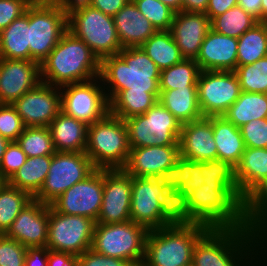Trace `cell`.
Returning a JSON list of instances; mask_svg holds the SVG:
<instances>
[{
  "instance_id": "1",
  "label": "cell",
  "mask_w": 267,
  "mask_h": 266,
  "mask_svg": "<svg viewBox=\"0 0 267 266\" xmlns=\"http://www.w3.org/2000/svg\"><path fill=\"white\" fill-rule=\"evenodd\" d=\"M267 244L247 228H209L196 242L195 266H262Z\"/></svg>"
},
{
  "instance_id": "2",
  "label": "cell",
  "mask_w": 267,
  "mask_h": 266,
  "mask_svg": "<svg viewBox=\"0 0 267 266\" xmlns=\"http://www.w3.org/2000/svg\"><path fill=\"white\" fill-rule=\"evenodd\" d=\"M176 217L208 228H247L243 199L230 185L203 184L177 206Z\"/></svg>"
},
{
  "instance_id": "3",
  "label": "cell",
  "mask_w": 267,
  "mask_h": 266,
  "mask_svg": "<svg viewBox=\"0 0 267 266\" xmlns=\"http://www.w3.org/2000/svg\"><path fill=\"white\" fill-rule=\"evenodd\" d=\"M160 74L161 70L141 47H129L103 58L99 77L110 101L125 89L160 93Z\"/></svg>"
},
{
  "instance_id": "4",
  "label": "cell",
  "mask_w": 267,
  "mask_h": 266,
  "mask_svg": "<svg viewBox=\"0 0 267 266\" xmlns=\"http://www.w3.org/2000/svg\"><path fill=\"white\" fill-rule=\"evenodd\" d=\"M100 64L89 46L67 30L41 62V81L56 87L90 81L99 77Z\"/></svg>"
},
{
  "instance_id": "5",
  "label": "cell",
  "mask_w": 267,
  "mask_h": 266,
  "mask_svg": "<svg viewBox=\"0 0 267 266\" xmlns=\"http://www.w3.org/2000/svg\"><path fill=\"white\" fill-rule=\"evenodd\" d=\"M198 223L175 222L149 230L141 266H185L192 262L197 240L208 230Z\"/></svg>"
},
{
  "instance_id": "6",
  "label": "cell",
  "mask_w": 267,
  "mask_h": 266,
  "mask_svg": "<svg viewBox=\"0 0 267 266\" xmlns=\"http://www.w3.org/2000/svg\"><path fill=\"white\" fill-rule=\"evenodd\" d=\"M177 206L158 178L133 177L130 219L148 231L177 222Z\"/></svg>"
},
{
  "instance_id": "7",
  "label": "cell",
  "mask_w": 267,
  "mask_h": 266,
  "mask_svg": "<svg viewBox=\"0 0 267 266\" xmlns=\"http://www.w3.org/2000/svg\"><path fill=\"white\" fill-rule=\"evenodd\" d=\"M128 131L123 119L108 113L88 125L85 153L97 169H122L129 156Z\"/></svg>"
},
{
  "instance_id": "8",
  "label": "cell",
  "mask_w": 267,
  "mask_h": 266,
  "mask_svg": "<svg viewBox=\"0 0 267 266\" xmlns=\"http://www.w3.org/2000/svg\"><path fill=\"white\" fill-rule=\"evenodd\" d=\"M148 230L129 220L123 223L96 224L91 249L95 252L141 266L145 257Z\"/></svg>"
},
{
  "instance_id": "9",
  "label": "cell",
  "mask_w": 267,
  "mask_h": 266,
  "mask_svg": "<svg viewBox=\"0 0 267 266\" xmlns=\"http://www.w3.org/2000/svg\"><path fill=\"white\" fill-rule=\"evenodd\" d=\"M68 30V21L54 0H33L29 5L30 61L39 64Z\"/></svg>"
},
{
  "instance_id": "10",
  "label": "cell",
  "mask_w": 267,
  "mask_h": 266,
  "mask_svg": "<svg viewBox=\"0 0 267 266\" xmlns=\"http://www.w3.org/2000/svg\"><path fill=\"white\" fill-rule=\"evenodd\" d=\"M124 121L130 148L179 145L182 124L159 100L146 113Z\"/></svg>"
},
{
  "instance_id": "11",
  "label": "cell",
  "mask_w": 267,
  "mask_h": 266,
  "mask_svg": "<svg viewBox=\"0 0 267 266\" xmlns=\"http://www.w3.org/2000/svg\"><path fill=\"white\" fill-rule=\"evenodd\" d=\"M96 168L85 152H58L51 155L49 172L34 200L50 205L77 182L84 180Z\"/></svg>"
},
{
  "instance_id": "12",
  "label": "cell",
  "mask_w": 267,
  "mask_h": 266,
  "mask_svg": "<svg viewBox=\"0 0 267 266\" xmlns=\"http://www.w3.org/2000/svg\"><path fill=\"white\" fill-rule=\"evenodd\" d=\"M68 30L84 41L100 61L123 49L113 17L93 7L73 16L68 21Z\"/></svg>"
},
{
  "instance_id": "13",
  "label": "cell",
  "mask_w": 267,
  "mask_h": 266,
  "mask_svg": "<svg viewBox=\"0 0 267 266\" xmlns=\"http://www.w3.org/2000/svg\"><path fill=\"white\" fill-rule=\"evenodd\" d=\"M61 111L86 125H92L109 113V101L100 77L60 87Z\"/></svg>"
},
{
  "instance_id": "14",
  "label": "cell",
  "mask_w": 267,
  "mask_h": 266,
  "mask_svg": "<svg viewBox=\"0 0 267 266\" xmlns=\"http://www.w3.org/2000/svg\"><path fill=\"white\" fill-rule=\"evenodd\" d=\"M96 221L84 216L61 214L49 205L46 247L75 257L91 248Z\"/></svg>"
},
{
  "instance_id": "15",
  "label": "cell",
  "mask_w": 267,
  "mask_h": 266,
  "mask_svg": "<svg viewBox=\"0 0 267 266\" xmlns=\"http://www.w3.org/2000/svg\"><path fill=\"white\" fill-rule=\"evenodd\" d=\"M203 117L223 116L241 93L235 71H201L197 80Z\"/></svg>"
},
{
  "instance_id": "16",
  "label": "cell",
  "mask_w": 267,
  "mask_h": 266,
  "mask_svg": "<svg viewBox=\"0 0 267 266\" xmlns=\"http://www.w3.org/2000/svg\"><path fill=\"white\" fill-rule=\"evenodd\" d=\"M103 199V169H95L50 205L59 213L84 216L97 221Z\"/></svg>"
},
{
  "instance_id": "17",
  "label": "cell",
  "mask_w": 267,
  "mask_h": 266,
  "mask_svg": "<svg viewBox=\"0 0 267 266\" xmlns=\"http://www.w3.org/2000/svg\"><path fill=\"white\" fill-rule=\"evenodd\" d=\"M132 179L123 169H103V199L96 224L131 220Z\"/></svg>"
},
{
  "instance_id": "18",
  "label": "cell",
  "mask_w": 267,
  "mask_h": 266,
  "mask_svg": "<svg viewBox=\"0 0 267 266\" xmlns=\"http://www.w3.org/2000/svg\"><path fill=\"white\" fill-rule=\"evenodd\" d=\"M12 105L26 127H49L61 111L60 87L41 81Z\"/></svg>"
},
{
  "instance_id": "19",
  "label": "cell",
  "mask_w": 267,
  "mask_h": 266,
  "mask_svg": "<svg viewBox=\"0 0 267 266\" xmlns=\"http://www.w3.org/2000/svg\"><path fill=\"white\" fill-rule=\"evenodd\" d=\"M39 82L38 62L0 58V104H13Z\"/></svg>"
},
{
  "instance_id": "20",
  "label": "cell",
  "mask_w": 267,
  "mask_h": 266,
  "mask_svg": "<svg viewBox=\"0 0 267 266\" xmlns=\"http://www.w3.org/2000/svg\"><path fill=\"white\" fill-rule=\"evenodd\" d=\"M49 205L32 200L5 233L26 248L46 247L48 241Z\"/></svg>"
},
{
  "instance_id": "21",
  "label": "cell",
  "mask_w": 267,
  "mask_h": 266,
  "mask_svg": "<svg viewBox=\"0 0 267 266\" xmlns=\"http://www.w3.org/2000/svg\"><path fill=\"white\" fill-rule=\"evenodd\" d=\"M179 156V145L130 148L128 160L122 169L132 177L157 178Z\"/></svg>"
},
{
  "instance_id": "22",
  "label": "cell",
  "mask_w": 267,
  "mask_h": 266,
  "mask_svg": "<svg viewBox=\"0 0 267 266\" xmlns=\"http://www.w3.org/2000/svg\"><path fill=\"white\" fill-rule=\"evenodd\" d=\"M210 29L205 13L180 11L174 14L170 31L183 58L195 60Z\"/></svg>"
},
{
  "instance_id": "23",
  "label": "cell",
  "mask_w": 267,
  "mask_h": 266,
  "mask_svg": "<svg viewBox=\"0 0 267 266\" xmlns=\"http://www.w3.org/2000/svg\"><path fill=\"white\" fill-rule=\"evenodd\" d=\"M179 151L182 157L198 162L217 160L212 122L208 117L181 125Z\"/></svg>"
},
{
  "instance_id": "24",
  "label": "cell",
  "mask_w": 267,
  "mask_h": 266,
  "mask_svg": "<svg viewBox=\"0 0 267 266\" xmlns=\"http://www.w3.org/2000/svg\"><path fill=\"white\" fill-rule=\"evenodd\" d=\"M238 39L210 29L195 59L201 71H235Z\"/></svg>"
},
{
  "instance_id": "25",
  "label": "cell",
  "mask_w": 267,
  "mask_h": 266,
  "mask_svg": "<svg viewBox=\"0 0 267 266\" xmlns=\"http://www.w3.org/2000/svg\"><path fill=\"white\" fill-rule=\"evenodd\" d=\"M113 19L122 48L140 47L157 31L132 0Z\"/></svg>"
},
{
  "instance_id": "26",
  "label": "cell",
  "mask_w": 267,
  "mask_h": 266,
  "mask_svg": "<svg viewBox=\"0 0 267 266\" xmlns=\"http://www.w3.org/2000/svg\"><path fill=\"white\" fill-rule=\"evenodd\" d=\"M53 146L58 152H85L88 125L60 111L50 123Z\"/></svg>"
},
{
  "instance_id": "27",
  "label": "cell",
  "mask_w": 267,
  "mask_h": 266,
  "mask_svg": "<svg viewBox=\"0 0 267 266\" xmlns=\"http://www.w3.org/2000/svg\"><path fill=\"white\" fill-rule=\"evenodd\" d=\"M213 137L217 147V160L229 162L236 167L245 151L240 129L223 116H209Z\"/></svg>"
},
{
  "instance_id": "28",
  "label": "cell",
  "mask_w": 267,
  "mask_h": 266,
  "mask_svg": "<svg viewBox=\"0 0 267 266\" xmlns=\"http://www.w3.org/2000/svg\"><path fill=\"white\" fill-rule=\"evenodd\" d=\"M239 195L244 199L267 178V148L246 147L240 163L235 167Z\"/></svg>"
},
{
  "instance_id": "29",
  "label": "cell",
  "mask_w": 267,
  "mask_h": 266,
  "mask_svg": "<svg viewBox=\"0 0 267 266\" xmlns=\"http://www.w3.org/2000/svg\"><path fill=\"white\" fill-rule=\"evenodd\" d=\"M0 58L29 60V6L0 32Z\"/></svg>"
},
{
  "instance_id": "30",
  "label": "cell",
  "mask_w": 267,
  "mask_h": 266,
  "mask_svg": "<svg viewBox=\"0 0 267 266\" xmlns=\"http://www.w3.org/2000/svg\"><path fill=\"white\" fill-rule=\"evenodd\" d=\"M158 100L181 124L203 117L198 102L197 86L160 90Z\"/></svg>"
},
{
  "instance_id": "31",
  "label": "cell",
  "mask_w": 267,
  "mask_h": 266,
  "mask_svg": "<svg viewBox=\"0 0 267 266\" xmlns=\"http://www.w3.org/2000/svg\"><path fill=\"white\" fill-rule=\"evenodd\" d=\"M243 215L247 229L267 244V178L243 199Z\"/></svg>"
},
{
  "instance_id": "32",
  "label": "cell",
  "mask_w": 267,
  "mask_h": 266,
  "mask_svg": "<svg viewBox=\"0 0 267 266\" xmlns=\"http://www.w3.org/2000/svg\"><path fill=\"white\" fill-rule=\"evenodd\" d=\"M160 93L119 91L109 101V113L123 120L146 113L159 99Z\"/></svg>"
},
{
  "instance_id": "33",
  "label": "cell",
  "mask_w": 267,
  "mask_h": 266,
  "mask_svg": "<svg viewBox=\"0 0 267 266\" xmlns=\"http://www.w3.org/2000/svg\"><path fill=\"white\" fill-rule=\"evenodd\" d=\"M223 117L238 128L252 120L267 118V94L241 91Z\"/></svg>"
},
{
  "instance_id": "34",
  "label": "cell",
  "mask_w": 267,
  "mask_h": 266,
  "mask_svg": "<svg viewBox=\"0 0 267 266\" xmlns=\"http://www.w3.org/2000/svg\"><path fill=\"white\" fill-rule=\"evenodd\" d=\"M51 155L27 157L26 162L8 183L34 197L41 189L49 172Z\"/></svg>"
},
{
  "instance_id": "35",
  "label": "cell",
  "mask_w": 267,
  "mask_h": 266,
  "mask_svg": "<svg viewBox=\"0 0 267 266\" xmlns=\"http://www.w3.org/2000/svg\"><path fill=\"white\" fill-rule=\"evenodd\" d=\"M140 47L160 70L180 63L184 59L170 30H157Z\"/></svg>"
},
{
  "instance_id": "36",
  "label": "cell",
  "mask_w": 267,
  "mask_h": 266,
  "mask_svg": "<svg viewBox=\"0 0 267 266\" xmlns=\"http://www.w3.org/2000/svg\"><path fill=\"white\" fill-rule=\"evenodd\" d=\"M267 56V22H259L238 38L237 66L253 64Z\"/></svg>"
},
{
  "instance_id": "37",
  "label": "cell",
  "mask_w": 267,
  "mask_h": 266,
  "mask_svg": "<svg viewBox=\"0 0 267 266\" xmlns=\"http://www.w3.org/2000/svg\"><path fill=\"white\" fill-rule=\"evenodd\" d=\"M33 200L26 191L11 186L8 182L0 185V232L5 234L19 213Z\"/></svg>"
},
{
  "instance_id": "38",
  "label": "cell",
  "mask_w": 267,
  "mask_h": 266,
  "mask_svg": "<svg viewBox=\"0 0 267 266\" xmlns=\"http://www.w3.org/2000/svg\"><path fill=\"white\" fill-rule=\"evenodd\" d=\"M259 21L240 6L232 7L210 21L211 29L219 34L239 38Z\"/></svg>"
},
{
  "instance_id": "39",
  "label": "cell",
  "mask_w": 267,
  "mask_h": 266,
  "mask_svg": "<svg viewBox=\"0 0 267 266\" xmlns=\"http://www.w3.org/2000/svg\"><path fill=\"white\" fill-rule=\"evenodd\" d=\"M201 70L194 59H183L169 68L161 70L159 77L160 90H172L197 86V80Z\"/></svg>"
},
{
  "instance_id": "40",
  "label": "cell",
  "mask_w": 267,
  "mask_h": 266,
  "mask_svg": "<svg viewBox=\"0 0 267 266\" xmlns=\"http://www.w3.org/2000/svg\"><path fill=\"white\" fill-rule=\"evenodd\" d=\"M17 143L27 157L54 155L56 152L49 127H26Z\"/></svg>"
},
{
  "instance_id": "41",
  "label": "cell",
  "mask_w": 267,
  "mask_h": 266,
  "mask_svg": "<svg viewBox=\"0 0 267 266\" xmlns=\"http://www.w3.org/2000/svg\"><path fill=\"white\" fill-rule=\"evenodd\" d=\"M235 73L241 91L267 94V56L253 64L237 66Z\"/></svg>"
},
{
  "instance_id": "42",
  "label": "cell",
  "mask_w": 267,
  "mask_h": 266,
  "mask_svg": "<svg viewBox=\"0 0 267 266\" xmlns=\"http://www.w3.org/2000/svg\"><path fill=\"white\" fill-rule=\"evenodd\" d=\"M204 184L230 185L238 194V184L235 178V167L229 162L213 160L201 162Z\"/></svg>"
},
{
  "instance_id": "43",
  "label": "cell",
  "mask_w": 267,
  "mask_h": 266,
  "mask_svg": "<svg viewBox=\"0 0 267 266\" xmlns=\"http://www.w3.org/2000/svg\"><path fill=\"white\" fill-rule=\"evenodd\" d=\"M157 30H170L175 12L160 0H132Z\"/></svg>"
},
{
  "instance_id": "44",
  "label": "cell",
  "mask_w": 267,
  "mask_h": 266,
  "mask_svg": "<svg viewBox=\"0 0 267 266\" xmlns=\"http://www.w3.org/2000/svg\"><path fill=\"white\" fill-rule=\"evenodd\" d=\"M176 163L184 171L185 179L180 187V191L173 198L178 206L191 192L204 184L201 162L187 159L181 155L176 159Z\"/></svg>"
},
{
  "instance_id": "45",
  "label": "cell",
  "mask_w": 267,
  "mask_h": 266,
  "mask_svg": "<svg viewBox=\"0 0 267 266\" xmlns=\"http://www.w3.org/2000/svg\"><path fill=\"white\" fill-rule=\"evenodd\" d=\"M24 125L12 104H0V134L10 141H17L24 131Z\"/></svg>"
},
{
  "instance_id": "46",
  "label": "cell",
  "mask_w": 267,
  "mask_h": 266,
  "mask_svg": "<svg viewBox=\"0 0 267 266\" xmlns=\"http://www.w3.org/2000/svg\"><path fill=\"white\" fill-rule=\"evenodd\" d=\"M26 159V153L22 150L17 141H11L0 163L1 180L3 182H8L26 162Z\"/></svg>"
},
{
  "instance_id": "47",
  "label": "cell",
  "mask_w": 267,
  "mask_h": 266,
  "mask_svg": "<svg viewBox=\"0 0 267 266\" xmlns=\"http://www.w3.org/2000/svg\"><path fill=\"white\" fill-rule=\"evenodd\" d=\"M27 248L3 234L0 238V266H24Z\"/></svg>"
},
{
  "instance_id": "48",
  "label": "cell",
  "mask_w": 267,
  "mask_h": 266,
  "mask_svg": "<svg viewBox=\"0 0 267 266\" xmlns=\"http://www.w3.org/2000/svg\"><path fill=\"white\" fill-rule=\"evenodd\" d=\"M239 129L245 147L267 148V118L252 120Z\"/></svg>"
},
{
  "instance_id": "49",
  "label": "cell",
  "mask_w": 267,
  "mask_h": 266,
  "mask_svg": "<svg viewBox=\"0 0 267 266\" xmlns=\"http://www.w3.org/2000/svg\"><path fill=\"white\" fill-rule=\"evenodd\" d=\"M33 0H0V32L26 12Z\"/></svg>"
},
{
  "instance_id": "50",
  "label": "cell",
  "mask_w": 267,
  "mask_h": 266,
  "mask_svg": "<svg viewBox=\"0 0 267 266\" xmlns=\"http://www.w3.org/2000/svg\"><path fill=\"white\" fill-rule=\"evenodd\" d=\"M76 266H133L124 259L99 254L91 248L76 256Z\"/></svg>"
},
{
  "instance_id": "51",
  "label": "cell",
  "mask_w": 267,
  "mask_h": 266,
  "mask_svg": "<svg viewBox=\"0 0 267 266\" xmlns=\"http://www.w3.org/2000/svg\"><path fill=\"white\" fill-rule=\"evenodd\" d=\"M157 178L168 194L174 198L180 191L185 175L181 167L175 162Z\"/></svg>"
},
{
  "instance_id": "52",
  "label": "cell",
  "mask_w": 267,
  "mask_h": 266,
  "mask_svg": "<svg viewBox=\"0 0 267 266\" xmlns=\"http://www.w3.org/2000/svg\"><path fill=\"white\" fill-rule=\"evenodd\" d=\"M69 21L76 14L92 7L93 0H54Z\"/></svg>"
},
{
  "instance_id": "53",
  "label": "cell",
  "mask_w": 267,
  "mask_h": 266,
  "mask_svg": "<svg viewBox=\"0 0 267 266\" xmlns=\"http://www.w3.org/2000/svg\"><path fill=\"white\" fill-rule=\"evenodd\" d=\"M48 250L47 247L27 248L24 266H48Z\"/></svg>"
},
{
  "instance_id": "54",
  "label": "cell",
  "mask_w": 267,
  "mask_h": 266,
  "mask_svg": "<svg viewBox=\"0 0 267 266\" xmlns=\"http://www.w3.org/2000/svg\"><path fill=\"white\" fill-rule=\"evenodd\" d=\"M238 0H209L206 9V15L209 17L210 21L223 14L232 7L237 6Z\"/></svg>"
},
{
  "instance_id": "55",
  "label": "cell",
  "mask_w": 267,
  "mask_h": 266,
  "mask_svg": "<svg viewBox=\"0 0 267 266\" xmlns=\"http://www.w3.org/2000/svg\"><path fill=\"white\" fill-rule=\"evenodd\" d=\"M48 266H76V257L69 252L48 250Z\"/></svg>"
},
{
  "instance_id": "56",
  "label": "cell",
  "mask_w": 267,
  "mask_h": 266,
  "mask_svg": "<svg viewBox=\"0 0 267 266\" xmlns=\"http://www.w3.org/2000/svg\"><path fill=\"white\" fill-rule=\"evenodd\" d=\"M129 1L130 0H93L92 7L113 17Z\"/></svg>"
},
{
  "instance_id": "57",
  "label": "cell",
  "mask_w": 267,
  "mask_h": 266,
  "mask_svg": "<svg viewBox=\"0 0 267 266\" xmlns=\"http://www.w3.org/2000/svg\"><path fill=\"white\" fill-rule=\"evenodd\" d=\"M261 1L262 0H238L237 5L261 22Z\"/></svg>"
},
{
  "instance_id": "58",
  "label": "cell",
  "mask_w": 267,
  "mask_h": 266,
  "mask_svg": "<svg viewBox=\"0 0 267 266\" xmlns=\"http://www.w3.org/2000/svg\"><path fill=\"white\" fill-rule=\"evenodd\" d=\"M209 0H182V11L206 13Z\"/></svg>"
},
{
  "instance_id": "59",
  "label": "cell",
  "mask_w": 267,
  "mask_h": 266,
  "mask_svg": "<svg viewBox=\"0 0 267 266\" xmlns=\"http://www.w3.org/2000/svg\"><path fill=\"white\" fill-rule=\"evenodd\" d=\"M163 4L171 8L175 13L182 11V0H160Z\"/></svg>"
},
{
  "instance_id": "60",
  "label": "cell",
  "mask_w": 267,
  "mask_h": 266,
  "mask_svg": "<svg viewBox=\"0 0 267 266\" xmlns=\"http://www.w3.org/2000/svg\"><path fill=\"white\" fill-rule=\"evenodd\" d=\"M10 140H8L7 138L3 137L0 134V163L2 161L3 155L8 147V145L10 144Z\"/></svg>"
},
{
  "instance_id": "61",
  "label": "cell",
  "mask_w": 267,
  "mask_h": 266,
  "mask_svg": "<svg viewBox=\"0 0 267 266\" xmlns=\"http://www.w3.org/2000/svg\"><path fill=\"white\" fill-rule=\"evenodd\" d=\"M261 22H267V0L261 1Z\"/></svg>"
},
{
  "instance_id": "62",
  "label": "cell",
  "mask_w": 267,
  "mask_h": 266,
  "mask_svg": "<svg viewBox=\"0 0 267 266\" xmlns=\"http://www.w3.org/2000/svg\"><path fill=\"white\" fill-rule=\"evenodd\" d=\"M185 266H195V265L191 262V263H189V264H187Z\"/></svg>"
}]
</instances>
